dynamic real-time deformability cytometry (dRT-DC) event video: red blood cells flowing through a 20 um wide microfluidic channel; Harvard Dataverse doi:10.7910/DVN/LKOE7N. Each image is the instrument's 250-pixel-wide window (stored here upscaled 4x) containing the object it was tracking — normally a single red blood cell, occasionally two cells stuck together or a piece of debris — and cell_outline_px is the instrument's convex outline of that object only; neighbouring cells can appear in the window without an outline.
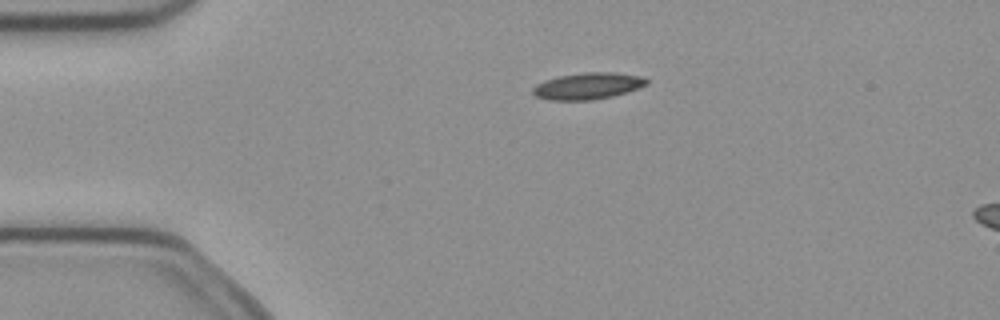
{"species": "common noctule bat (a hibernating species)", "species_latin": "Nyctalus noctula", "temperature_condition": "cold", "stored_images_in_passage": 5, "camera_frame_rate_fps": 3000, "um_per_image_px": 0.085, "animal": {"sex": "female", "body_mass_g": 21.9}, "frame": {"image": 1, "passage_image": 3, "time_ms": 0.667, "image_size_px": [1000, 320], "cell_outline_px": [[648, 84], [628, 92], [612, 96], [592, 100], [548, 100], [536, 96], [532, 92], [532, 88], [536, 84], [544, 80], [560, 76], [588, 72], [612, 72], [644, 76], [648, 80]], "centroid_in_image_um": [49.98, 7.31], "position_along_channel_um": 35.0, "area_um2": 17.69}}